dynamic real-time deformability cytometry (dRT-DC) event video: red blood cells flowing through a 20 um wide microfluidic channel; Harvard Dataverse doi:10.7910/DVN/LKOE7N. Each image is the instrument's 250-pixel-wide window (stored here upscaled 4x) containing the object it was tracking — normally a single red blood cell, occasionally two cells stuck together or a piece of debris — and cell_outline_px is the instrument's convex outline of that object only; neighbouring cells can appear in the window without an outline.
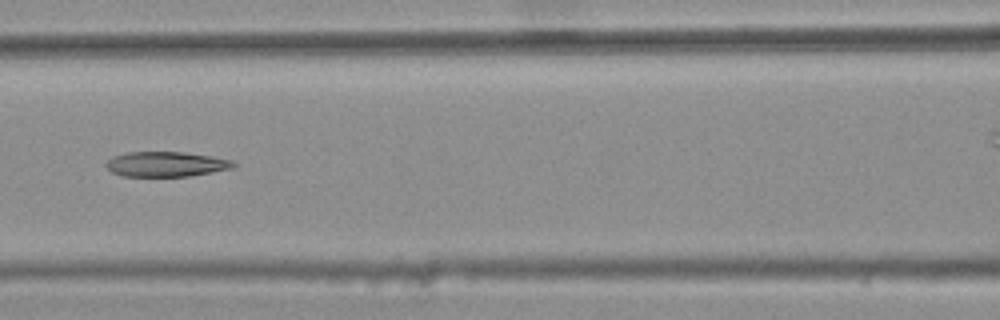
{"species": "common noctule bat (a hibernating species)", "species_latin": "Nyctalus noctula", "temperature_condition": "warm", "stored_images_in_passage": 5, "camera_frame_rate_fps": 3000, "um_per_image_px": 0.085, "animal": {"sex": "female", "body_mass_g": 25.1}, "frame": {"image": 1, "passage_image": 5, "time_ms": 1.333, "image_size_px": [1000, 320], "cell_outline_px": [[240, 164], [236, 168], [188, 176], [124, 176], [112, 172], [104, 164], [112, 156], [128, 152], [184, 152], [212, 156], [232, 160]], "centroid_in_image_um": [14.18, 13.95], "position_along_channel_um": 152.4, "area_um2": 18.73}}